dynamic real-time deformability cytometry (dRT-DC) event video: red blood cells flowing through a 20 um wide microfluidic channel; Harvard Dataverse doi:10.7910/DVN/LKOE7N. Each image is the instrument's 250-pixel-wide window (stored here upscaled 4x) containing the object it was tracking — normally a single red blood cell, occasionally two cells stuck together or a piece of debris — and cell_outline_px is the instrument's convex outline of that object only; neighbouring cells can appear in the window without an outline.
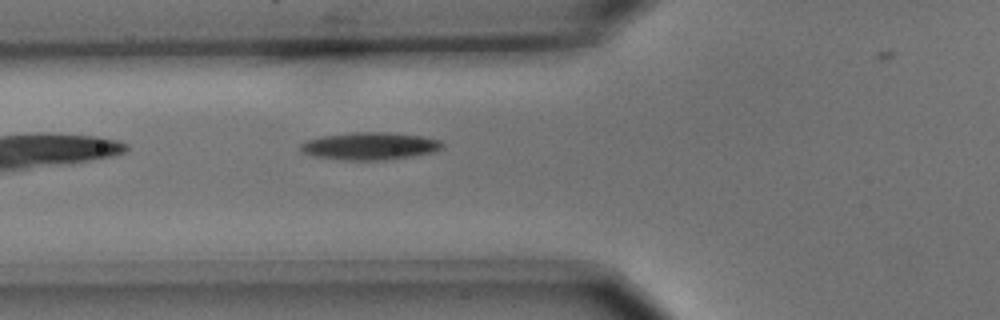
{"species": "common noctule bat (a hibernating species)", "species_latin": "Nyctalus noctula", "temperature_condition": "cold", "stored_images_in_passage": 6, "camera_frame_rate_fps": 3000, "um_per_image_px": 0.085, "animal": {"sex": "male", "body_mass_g": 15.6}, "frame": {"image": 1, "passage_image": 6, "time_ms": 1.667, "image_size_px": [1000, 320], "cell_outline_px": [[444, 148], [436, 152], [412, 156], [384, 160], [344, 160], [312, 156], [304, 152], [300, 148], [300, 144], [308, 140], [324, 136], [352, 132], [388, 132], [420, 136], [440, 140], [444, 144]], "centroid_in_image_um": [31.48, 12.42], "position_along_channel_um": 94.3, "area_um2": 22.72}}